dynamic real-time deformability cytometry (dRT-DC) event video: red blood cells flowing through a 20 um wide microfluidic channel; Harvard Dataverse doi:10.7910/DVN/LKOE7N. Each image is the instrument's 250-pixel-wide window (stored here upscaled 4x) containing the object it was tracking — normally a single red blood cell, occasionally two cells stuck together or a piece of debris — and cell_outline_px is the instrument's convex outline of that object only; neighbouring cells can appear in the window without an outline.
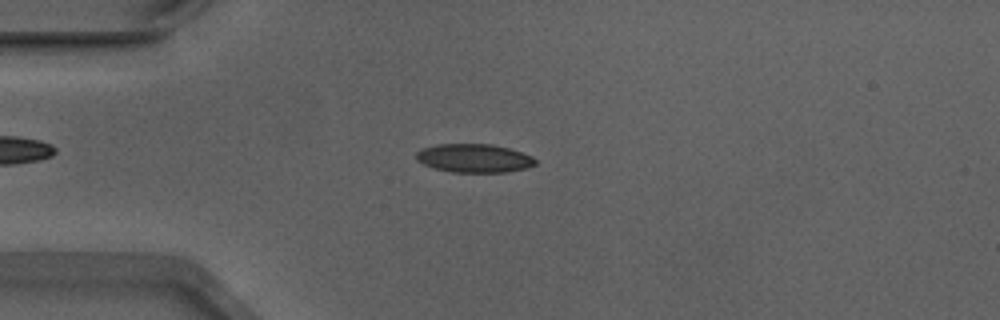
{"species": "Egyptian fruit bat (a non-hibernating species)", "species_latin": "Rousettus aegyptiacus", "temperature_condition": "warm", "stored_images_in_passage": 52, "camera_frame_rate_fps": 3000, "um_per_image_px": 0.085, "animal": {"sex": "male"}, "frame": {"image": 1, "passage_image": 13, "time_ms": 4.0, "image_size_px": [1000, 320], "cell_outline_px": [[536, 164], [528, 168], [508, 172], [452, 172], [436, 168], [424, 164], [416, 160], [416, 152], [420, 148], [436, 144], [492, 144], [508, 148], [532, 156], [536, 160]], "centroid_in_image_um": [40.29, 13.44], "position_along_channel_um": 44.7, "area_um2": 19.88}}
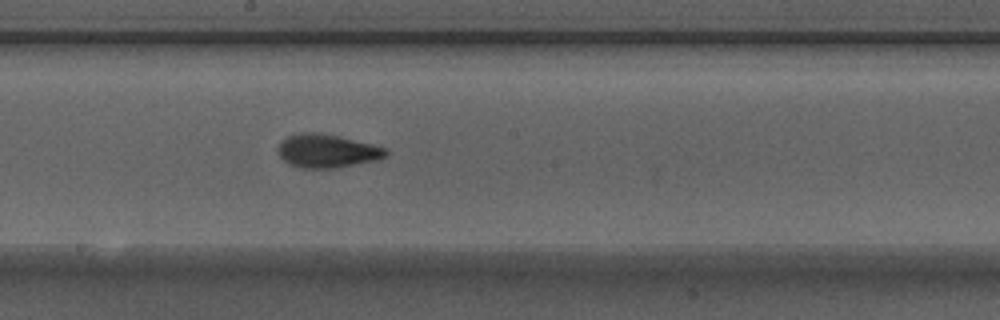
{"frame": {"image": 2, "passage_image": 28, "time_ms": 9.0, "image_size_px": [1000, 320], "cell_outline_px": [[388, 156], [376, 160], [332, 168], [300, 168], [288, 164], [280, 156], [276, 148], [288, 136], [300, 132], [312, 132], [336, 136], [372, 144], [384, 148], [388, 152]], "centroid_in_image_um": [27.77, 12.84], "position_along_channel_um": 220.4, "area_um2": 20.69}}
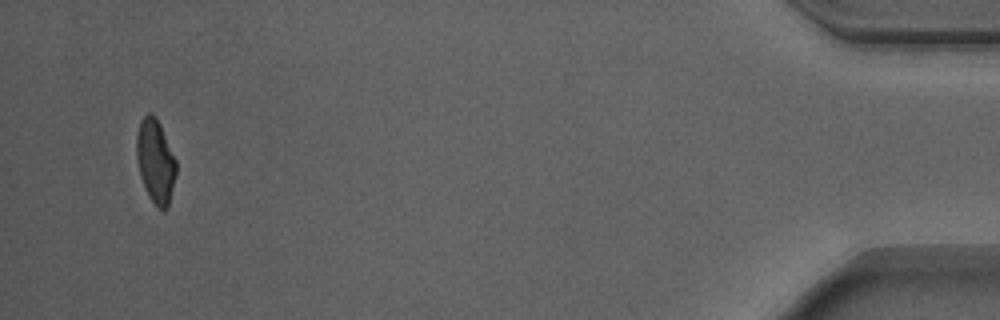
{"frame": {"image": 3, "passage_image": 50, "time_ms": 16.333, "image_size_px": [1000, 320], "cell_outline_px": [[176, 172], [168, 204], [164, 208], [156, 208], [148, 196], [140, 176], [136, 156], [136, 136], [140, 120], [148, 112], [156, 116], [160, 124], [176, 160]], "centroid_in_image_um": [13.19, 13.66], "position_along_channel_um": 422.0, "area_um2": 19.19}, "authors_computed_cell_mechanics": {"area_um2": 19.8254, "velocity_mm_per_s": 3.8913, "shape_relaxation_time_tau1_ms": 3.9446, "shape_relaxation_time_tau2_ms": 1.413, "deformation_change_tau1": 0.1452, "deformation_change_tau2": 0.0749}}